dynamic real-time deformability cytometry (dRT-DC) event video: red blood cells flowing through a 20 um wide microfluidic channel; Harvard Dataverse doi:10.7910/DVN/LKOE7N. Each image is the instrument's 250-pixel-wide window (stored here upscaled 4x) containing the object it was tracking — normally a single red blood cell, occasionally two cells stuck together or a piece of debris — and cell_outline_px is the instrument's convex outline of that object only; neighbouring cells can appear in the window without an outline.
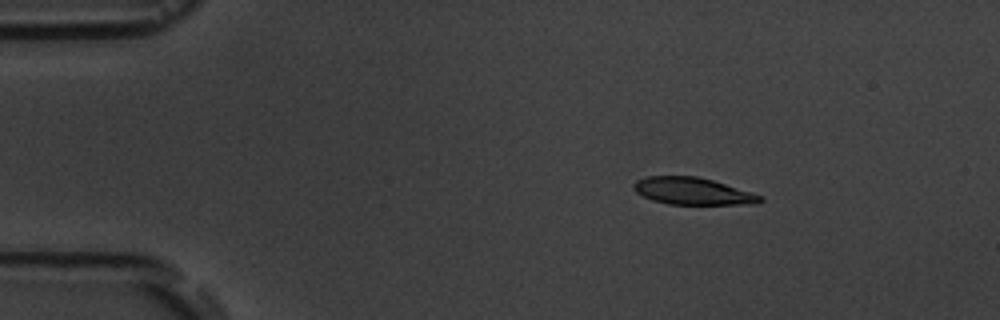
{"species": "common noctule bat (a hibernating species)", "species_latin": "Nyctalus noctula", "temperature_condition": "room temperature", "stored_images_in_passage": 5, "camera_frame_rate_fps": 3000, "um_per_image_px": 0.085, "animal": {"sex": "male", "body_mass_g": 19.5, "forearm_length_mm": 54.6}, "frame": {"image": 1, "passage_image": 2, "time_ms": 1.333, "image_size_px": [1000, 320], "cell_outline_px": [[764, 200], [756, 204], [668, 204], [652, 200], [636, 192], [632, 188], [632, 184], [636, 180], [648, 176], [696, 176], [712, 180], [752, 192], [764, 196]], "centroid_in_image_um": [58.88, 16.25], "position_along_channel_um": 26.1, "area_um2": 20.0}}